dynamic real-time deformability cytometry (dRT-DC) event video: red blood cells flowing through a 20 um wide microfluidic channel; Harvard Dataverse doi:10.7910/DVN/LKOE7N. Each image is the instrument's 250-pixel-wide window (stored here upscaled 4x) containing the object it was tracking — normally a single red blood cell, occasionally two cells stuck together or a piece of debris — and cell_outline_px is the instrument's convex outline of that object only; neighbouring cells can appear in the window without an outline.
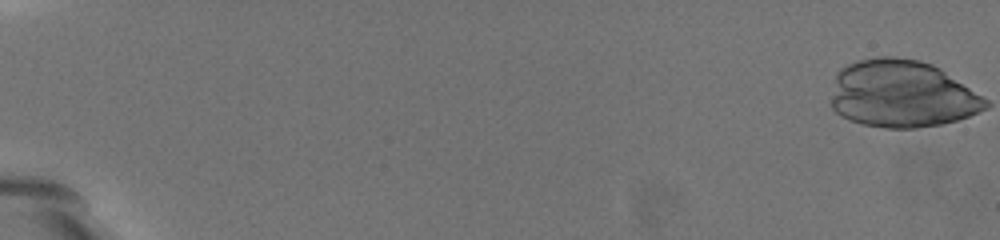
{"species": "common noctule bat (a hibernating species)", "species_latin": "Nyctalus noctula", "temperature_condition": "warm", "stored_images_in_passage": 2, "camera_frame_rate_fps": 3000, "um_per_image_px": 0.085, "animal": {"sex": "female", "body_mass_g": 19.5, "forearm_length_mm": 54.1}, "frame": {"image": 1, "passage_image": 1, "time_ms": 0.0, "image_size_px": [1000, 240], "cell_outline_px": [[268, 204], [264, 220], [260, 224], [248, 216], [196, 164], [192, 156], [188, 144], [188, 132], [196, 128], [216, 140], [256, 172], [268, 200]], "centroid_in_image_um": [19.5, 14.82], "position_along_channel_um": 65.5, "area_um2": 23.87}}